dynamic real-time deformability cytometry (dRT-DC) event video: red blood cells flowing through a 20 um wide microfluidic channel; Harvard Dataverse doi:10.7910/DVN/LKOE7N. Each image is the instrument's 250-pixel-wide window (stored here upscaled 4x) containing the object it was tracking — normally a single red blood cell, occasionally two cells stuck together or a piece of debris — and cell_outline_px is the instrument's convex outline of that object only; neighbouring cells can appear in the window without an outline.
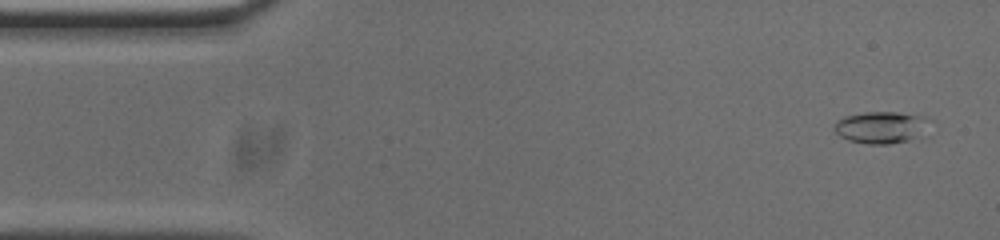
{"species": "common noctule bat (a hibernating species)", "species_latin": "Nyctalus noctula", "temperature_condition": "cold", "stored_images_in_passage": 54, "camera_frame_rate_fps": 3000, "um_per_image_px": 0.085, "animal": {"sex": "male", "body_mass_g": 20.0, "forearm_length_mm": 53.3}, "frame": {"image": 1, "passage_image": 3, "time_ms": 0.667, "image_size_px": [1000, 240], "cell_outline_px": [[932, 120], [908, 140], [888, 144], [868, 144], [848, 140], [840, 136], [836, 132], [836, 120], [844, 116], [864, 112], [896, 112], [924, 116]], "centroid_in_image_um": [74.81, 10.8], "position_along_channel_um": 10.2, "area_um2": 17.17}}
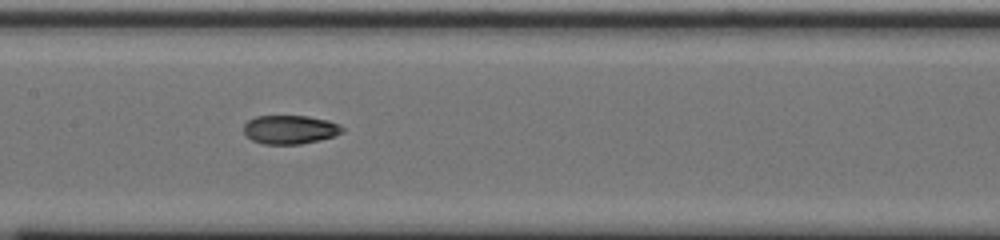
{"frame": {"image": 2, "passage_image": 25, "time_ms": 8.0, "image_size_px": [1000, 240], "cell_outline_px": [[344, 132], [320, 140], [300, 144], [264, 144], [252, 140], [244, 132], [244, 124], [248, 120], [256, 116], [308, 116], [328, 120], [340, 124], [344, 128]], "centroid_in_image_um": [24.67, 11.01], "position_along_channel_um": 182.7, "area_um2": 16.53}}
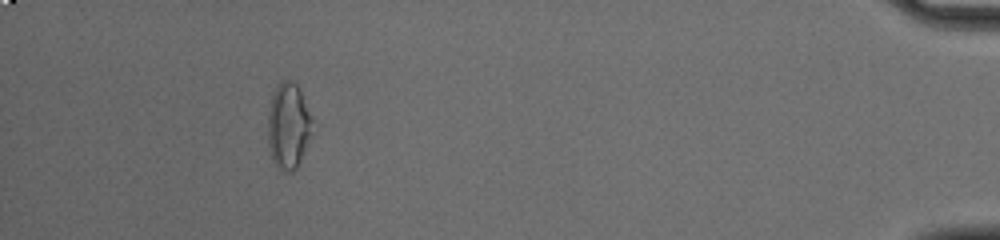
{"frame": {"image": 3, "passage_image": 49, "time_ms": 16.0, "image_size_px": [1000, 240], "cell_outline_px": [[312, 136], [296, 168], [292, 172], [284, 172], [276, 168], [272, 160], [268, 144], [268, 112], [272, 92], [276, 84], [280, 80], [292, 80], [296, 84], [300, 92], [312, 120]], "centroid_in_image_um": [24.48, 10.72], "position_along_channel_um": 410.7, "area_um2": 22.48}, "authors_computed_cell_mechanics": {"area_um2": 17.1377, "velocity_mm_per_s": 3.7513, "shape_relaxation_time_tau1_ms": 9.3717, "shape_relaxation_time_tau2_ms": 2.3968, "deformation_change_tau1": 0.2468, "deformation_change_tau2": 0.0662}}